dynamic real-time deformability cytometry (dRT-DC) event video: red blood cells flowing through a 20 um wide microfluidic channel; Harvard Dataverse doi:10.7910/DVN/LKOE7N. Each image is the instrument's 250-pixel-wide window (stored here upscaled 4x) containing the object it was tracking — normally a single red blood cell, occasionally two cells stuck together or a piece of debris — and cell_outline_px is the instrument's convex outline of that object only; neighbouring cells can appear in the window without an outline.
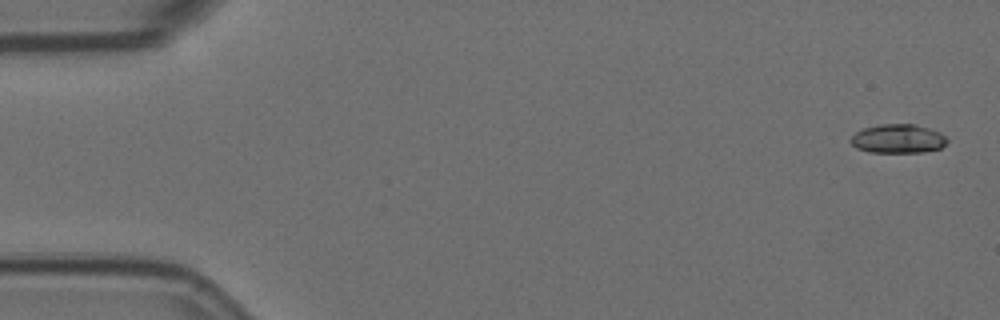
{"species": "Egyptian fruit bat (a non-hibernating species)", "species_latin": "Rousettus aegyptiacus", "temperature_condition": "room temperature", "stored_images_in_passage": 6, "camera_frame_rate_fps": 3000, "um_per_image_px": 0.085, "animal": {"sex": "female"}, "frame": {"image": 1, "passage_image": 1, "time_ms": 0.0, "image_size_px": [1000, 320], "cell_outline_px": [[948, 140], [940, 148], [924, 152], [868, 152], [856, 148], [848, 140], [856, 132], [864, 128], [880, 124], [912, 124], [928, 128], [940, 132], [948, 136]], "centroid_in_image_um": [76.32, 11.79], "position_along_channel_um": 8.7, "area_um2": 16.3}}
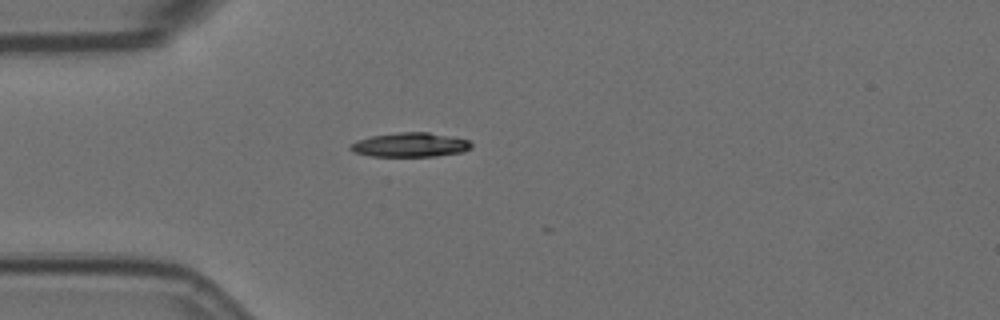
{"frame": {"image": 2, "passage_image": 5, "time_ms": 1.333, "image_size_px": [1000, 320], "cell_outline_px": [[472, 148], [464, 152], [436, 156], [372, 156], [352, 152], [348, 148], [348, 144], [356, 140], [372, 136], [400, 132], [428, 132], [468, 140], [472, 144]], "centroid_in_image_um": [34.83, 12.32], "position_along_channel_um": 50.2, "area_um2": 17.17}}